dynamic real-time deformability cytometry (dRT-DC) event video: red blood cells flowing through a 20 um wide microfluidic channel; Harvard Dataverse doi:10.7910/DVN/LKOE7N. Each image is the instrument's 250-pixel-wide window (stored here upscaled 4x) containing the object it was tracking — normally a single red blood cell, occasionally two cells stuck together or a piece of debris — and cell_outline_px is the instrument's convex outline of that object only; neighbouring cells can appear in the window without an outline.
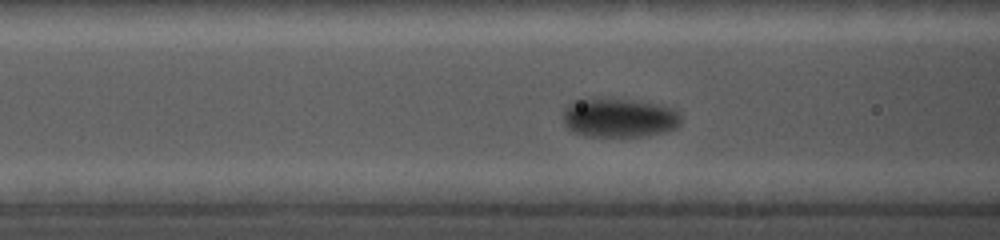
{"species": "common noctule bat (a hibernating species)", "species_latin": "Nyctalus noctula", "temperature_condition": "cold", "stored_images_in_passage": 41, "camera_frame_rate_fps": 5000, "um_per_image_px": 0.085, "animal": {"sex": "female", "body_mass_g": 19.0, "forearm_length_mm": 56.7}, "frame": {"image": 1, "passage_image": 15, "time_ms": 5.8, "image_size_px": [1000, 240], "cell_outline_px": [[680, 124], [676, 128], [664, 132], [640, 136], [588, 136], [572, 132], [564, 124], [564, 108], [572, 100], [592, 96], [632, 100], [656, 104], [672, 108], [680, 116]], "centroid_in_image_um": [52.55, 9.98], "position_along_channel_um": 114.0, "area_um2": 27.22}}
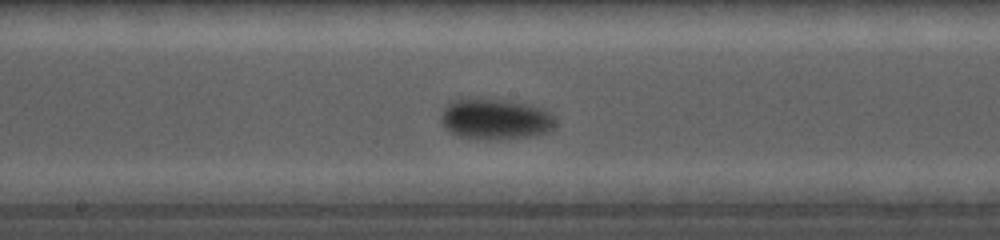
{"frame": {"image": 2, "passage_image": 21, "time_ms": 8.4, "image_size_px": [1000, 240], "cell_outline_px": [[556, 124], [548, 132], [528, 136], [488, 140], [460, 136], [444, 128], [444, 108], [452, 100], [460, 96], [480, 96], [528, 104], [544, 108], [552, 116]], "centroid_in_image_um": [42.09, 10.07], "position_along_channel_um": 206.1, "area_um2": 27.4}}
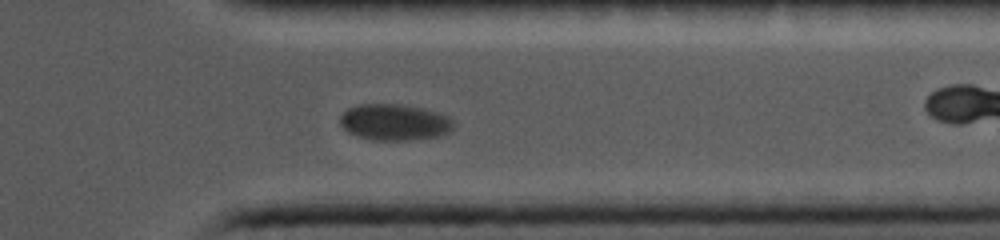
{"frame": {"image": 3, "passage_image": 33, "time_ms": 13.2, "image_size_px": [1000, 240], "cell_outline_px": [[456, 124], [448, 132], [440, 136], [408, 140], [372, 140], [356, 136], [348, 132], [340, 124], [340, 116], [348, 108], [360, 104], [400, 104], [424, 108], [448, 116]], "centroid_in_image_um": [33.53, 10.39], "position_along_channel_um": 377.9, "area_um2": 24.1}}